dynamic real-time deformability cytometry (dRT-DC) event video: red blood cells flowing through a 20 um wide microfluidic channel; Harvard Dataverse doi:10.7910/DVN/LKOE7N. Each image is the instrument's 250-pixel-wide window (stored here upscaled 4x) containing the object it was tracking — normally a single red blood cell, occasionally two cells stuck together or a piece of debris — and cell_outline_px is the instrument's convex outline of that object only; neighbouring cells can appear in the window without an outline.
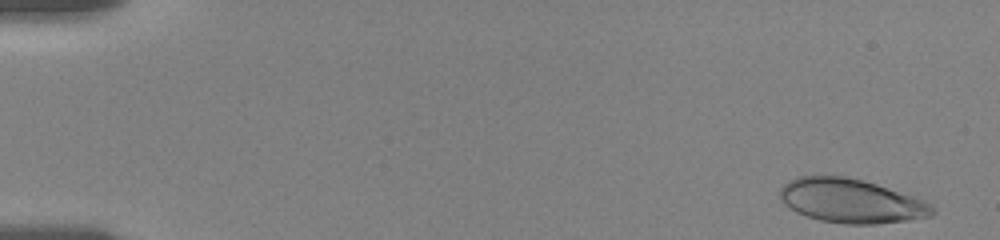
{"species": "human", "species_latin": "Homo sapiens", "temperature_condition": "room temperature", "stored_images_in_passage": 19, "camera_frame_rate_fps": 3000, "um_per_image_px": 0.085, "donor": {"sex": "female"}, "frame": {"image": 1, "passage_image": 2, "time_ms": 0.333, "image_size_px": [1000, 240], "cell_outline_px": [[936, 212], [932, 216], [876, 224], [844, 224], [820, 220], [796, 212], [784, 204], [780, 200], [780, 188], [788, 180], [796, 176], [848, 176], [864, 180], [924, 200], [932, 204]], "centroid_in_image_um": [72.32, 17.07], "position_along_channel_um": 12.7, "area_um2": 39.13}}
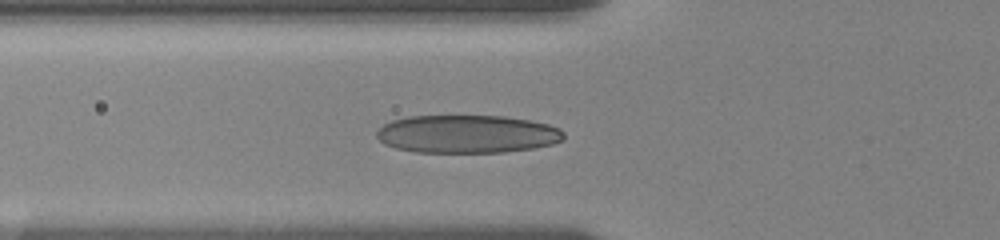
{"frame": {"image": 2, "passage_image": 17, "time_ms": 6.333, "image_size_px": [1000, 240], "cell_outline_px": [[564, 140], [552, 144], [536, 148], [504, 152], [416, 152], [396, 148], [384, 144], [376, 136], [376, 132], [384, 124], [392, 120], [408, 116], [504, 116], [532, 120], [548, 124], [560, 128], [564, 132]], "centroid_in_image_um": [39.74, 11.39], "position_along_channel_um": 86.1, "area_um2": 41.73}}
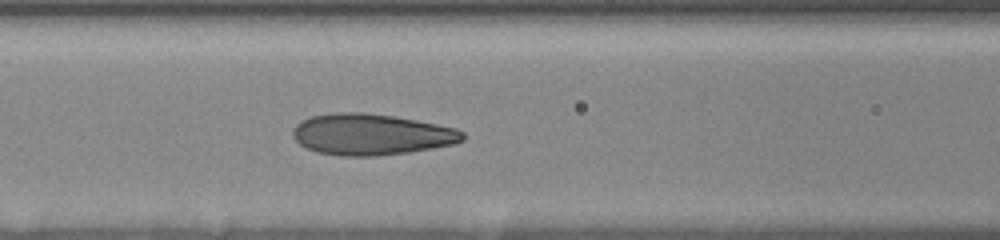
{"frame": {"image": 3, "passage_image": 19, "time_ms": 7.667, "image_size_px": [1000, 240], "cell_outline_px": [[464, 140], [452, 144], [432, 148], [408, 152], [372, 156], [340, 156], [316, 152], [300, 144], [292, 136], [292, 132], [296, 124], [308, 116], [336, 112], [364, 112], [396, 116], [456, 128], [464, 132]], "centroid_in_image_um": [31.53, 11.41], "position_along_channel_um": 135.1, "area_um2": 40.86}}